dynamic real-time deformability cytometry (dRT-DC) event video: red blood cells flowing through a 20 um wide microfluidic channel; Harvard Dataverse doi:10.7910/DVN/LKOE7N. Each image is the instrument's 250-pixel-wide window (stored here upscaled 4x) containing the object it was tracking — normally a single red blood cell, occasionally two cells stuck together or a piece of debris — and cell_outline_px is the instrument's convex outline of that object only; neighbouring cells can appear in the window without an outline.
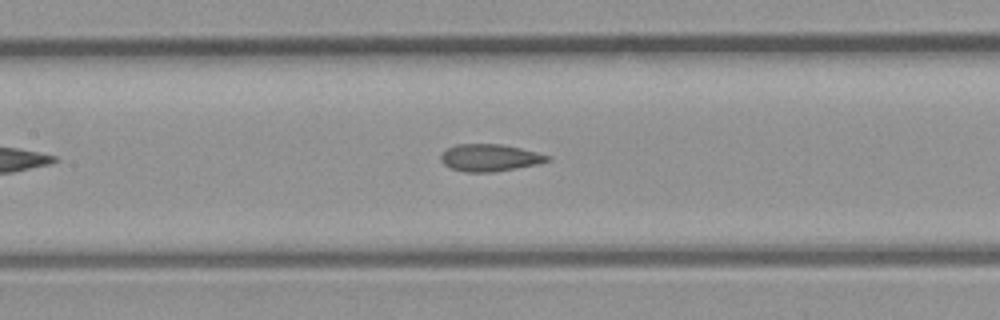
{"species": "common noctule bat (a hibernating species)", "species_latin": "Nyctalus noctula", "temperature_condition": "room temperature", "stored_images_in_passage": 11, "camera_frame_rate_fps": 3000, "um_per_image_px": 0.085, "animal": {"sex": "male", "body_mass_g": 23.1, "forearm_length_mm": 52.7}, "frame": {"image": 1, "passage_image": 8, "time_ms": 2.333, "image_size_px": [1000, 320], "cell_outline_px": [[552, 160], [540, 164], [492, 172], [464, 172], [452, 168], [444, 164], [440, 160], [440, 156], [448, 148], [456, 144], [500, 144], [520, 148], [552, 156]], "centroid_in_image_um": [41.67, 13.41], "position_along_channel_um": 165.7, "area_um2": 16.88}}